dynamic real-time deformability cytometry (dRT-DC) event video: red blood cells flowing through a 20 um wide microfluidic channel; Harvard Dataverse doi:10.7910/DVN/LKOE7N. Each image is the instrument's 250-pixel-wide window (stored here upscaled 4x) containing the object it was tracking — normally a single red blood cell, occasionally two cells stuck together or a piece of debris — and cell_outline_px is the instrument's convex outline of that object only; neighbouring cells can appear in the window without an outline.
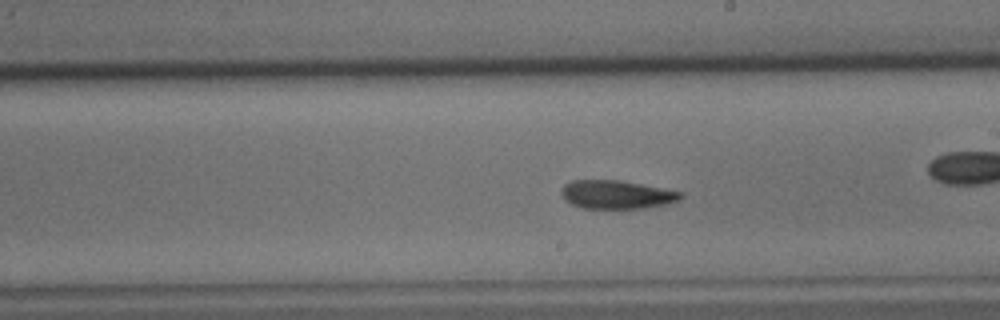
{"species": "common noctule bat (a hibernating species)", "species_latin": "Nyctalus noctula", "temperature_condition": "cold", "stored_images_in_passage": 56, "camera_frame_rate_fps": 3000, "um_per_image_px": 0.085, "animal": {"sex": "male", "body_mass_g": 15.6}, "frame": {"image": 1, "passage_image": 32, "time_ms": 10.333, "image_size_px": [1000, 320], "cell_outline_px": [[684, 196], [680, 200], [648, 208], [584, 208], [572, 204], [564, 200], [560, 196], [560, 188], [564, 184], [572, 180], [620, 180], [684, 192]], "centroid_in_image_um": [52.39, 16.53], "position_along_channel_um": 236.6, "area_um2": 20.0}}
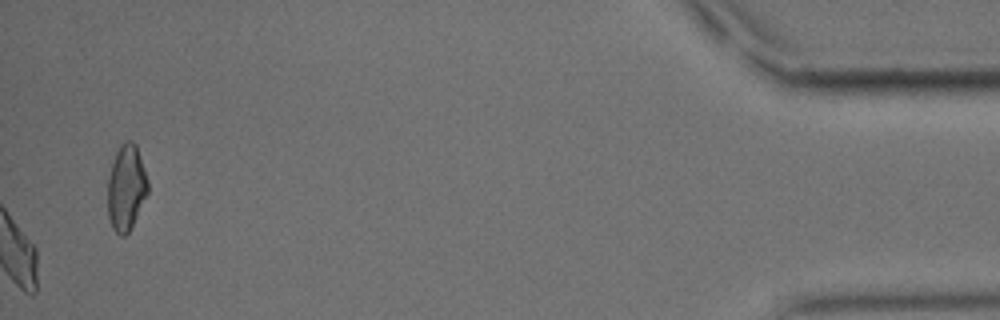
{"frame": {"image": 2, "passage_image": 56, "time_ms": 18.333, "image_size_px": [1000, 320], "cell_outline_px": [[148, 192], [128, 232], [124, 236], [120, 236], [112, 228], [108, 216], [108, 176], [116, 152], [120, 144], [124, 140], [132, 140], [136, 144], [148, 180]], "centroid_in_image_um": [10.72, 15.92], "position_along_channel_um": 424.5, "area_um2": 19.94}, "authors_computed_cell_mechanics": {"area_um2": 20.4901, "velocity_mm_per_s": 3.649, "shape_relaxation_time_tau1_ms": 4.2397, "shape_relaxation_time_tau2_ms": 6.0955, "deformation_change_tau1": 0.1338, "deformation_change_tau2": 0.1416}}